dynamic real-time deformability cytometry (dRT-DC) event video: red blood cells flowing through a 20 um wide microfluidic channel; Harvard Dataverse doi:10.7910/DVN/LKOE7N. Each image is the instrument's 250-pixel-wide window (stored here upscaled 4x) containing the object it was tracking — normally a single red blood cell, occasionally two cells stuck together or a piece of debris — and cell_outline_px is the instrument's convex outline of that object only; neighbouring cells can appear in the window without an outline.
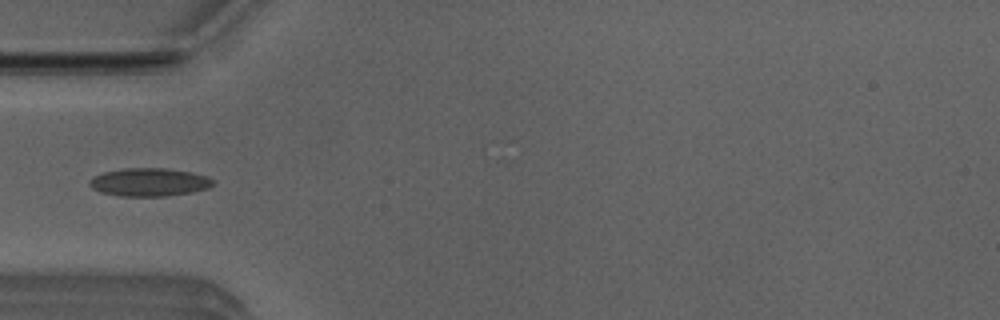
{"species": "Egyptian fruit bat (a non-hibernating species)", "species_latin": "Rousettus aegyptiacus", "temperature_condition": "room temperature", "stored_images_in_passage": 5, "camera_frame_rate_fps": 3000, "um_per_image_px": 0.085, "animal": {"sex": "male"}, "frame": {"image": 1, "passage_image": 5, "time_ms": 1.333, "image_size_px": [1000, 320], "cell_outline_px": [[216, 184], [208, 188], [192, 192], [168, 196], [120, 196], [100, 192], [92, 188], [88, 184], [92, 176], [104, 172], [124, 168], [164, 168], [192, 172], [208, 176]], "centroid_in_image_um": [12.69, 15.48], "position_along_channel_um": 72.3, "area_um2": 20.4}}